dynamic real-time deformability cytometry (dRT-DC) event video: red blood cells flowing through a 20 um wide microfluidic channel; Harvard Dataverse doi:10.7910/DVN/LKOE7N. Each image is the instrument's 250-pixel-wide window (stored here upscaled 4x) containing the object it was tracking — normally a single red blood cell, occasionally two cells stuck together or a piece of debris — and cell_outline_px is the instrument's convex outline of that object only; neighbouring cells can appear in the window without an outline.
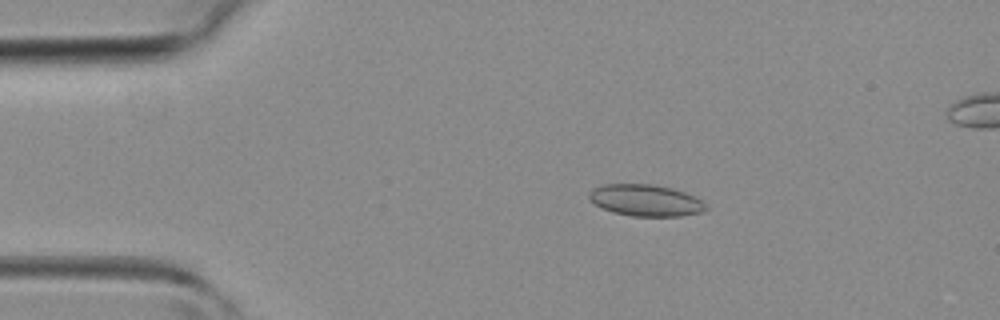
{"species": "common noctule bat (a hibernating species)", "species_latin": "Nyctalus noctula", "temperature_condition": "room temperature", "stored_images_in_passage": 42, "camera_frame_rate_fps": 3000, "um_per_image_px": 0.085, "animal": {"sex": "female", "body_mass_g": 19.3, "forearm_length_mm": 54.1}, "frame": {"image": 1, "passage_image": 7, "time_ms": 2.0, "image_size_px": [1000, 320], "cell_outline_px": [[708, 208], [704, 212], [680, 216], [632, 216], [612, 212], [588, 200], [588, 192], [592, 188], [604, 184], [652, 184], [672, 188], [684, 192], [700, 200]], "centroid_in_image_um": [54.84, 17.03], "position_along_channel_um": 30.2, "area_um2": 21.5}}
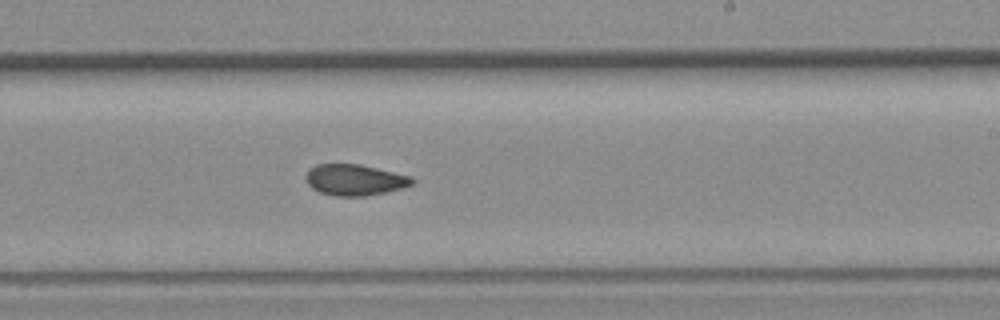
{"frame": {"image": 2, "passage_image": 24, "time_ms": 7.667, "image_size_px": [1000, 320], "cell_outline_px": [[416, 180], [412, 184], [404, 188], [364, 196], [336, 196], [320, 192], [312, 188], [308, 184], [304, 176], [316, 164], [360, 164], [412, 176]], "centroid_in_image_um": [30.18, 15.29], "position_along_channel_um": 258.8, "area_um2": 19.25}}
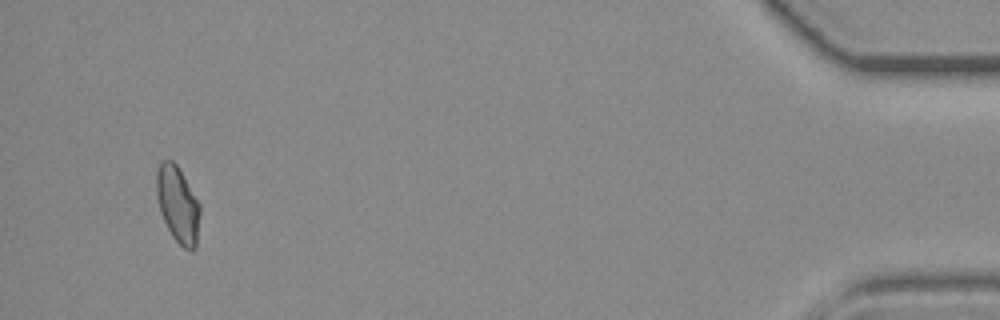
{"frame": {"image": 3, "passage_image": 39, "time_ms": 12.667, "image_size_px": [1000, 320], "cell_outline_px": [[200, 212], [196, 248], [192, 252], [184, 248], [172, 236], [160, 212], [156, 196], [156, 172], [160, 164], [164, 160], [172, 160], [176, 164], [200, 204]], "centroid_in_image_um": [15.11, 17.4], "position_along_channel_um": 420.1, "area_um2": 19.25}}